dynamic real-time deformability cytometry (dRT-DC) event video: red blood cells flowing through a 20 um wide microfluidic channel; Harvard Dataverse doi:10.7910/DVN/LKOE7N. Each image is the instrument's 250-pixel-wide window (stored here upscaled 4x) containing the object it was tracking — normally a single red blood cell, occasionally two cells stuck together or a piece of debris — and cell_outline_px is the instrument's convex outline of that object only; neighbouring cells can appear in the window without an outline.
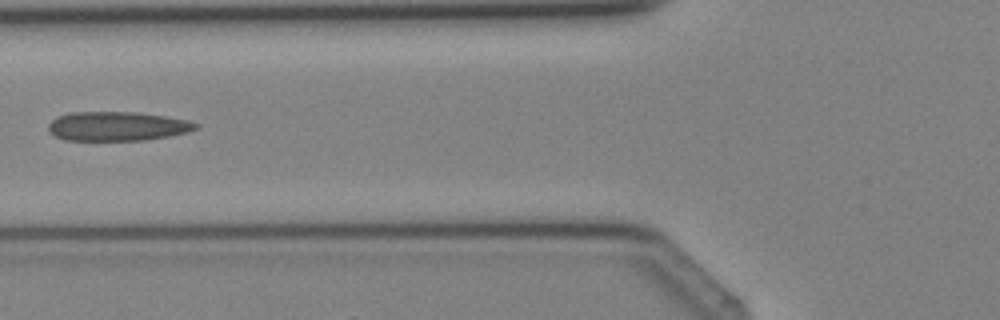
{"species": "Egyptian fruit bat (a non-hibernating species)", "species_latin": "Rousettus aegyptiacus", "temperature_condition": "cold", "stored_images_in_passage": 4, "camera_frame_rate_fps": 3000, "um_per_image_px": 0.085, "animal": {"sex": "female"}, "frame": {"image": 1, "passage_image": 4, "time_ms": 3.333, "image_size_px": [1000, 320], "cell_outline_px": [[200, 128], [188, 132], [168, 136], [144, 140], [64, 140], [48, 132], [48, 124], [56, 116], [72, 112], [136, 112], [164, 116], [188, 120], [200, 124]], "centroid_in_image_um": [9.97, 10.73], "position_along_channel_um": 115.8, "area_um2": 25.2}}